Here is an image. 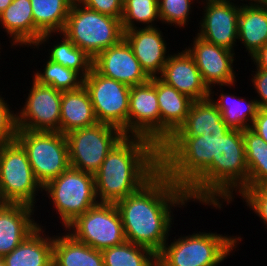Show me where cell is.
Masks as SVG:
<instances>
[{
  "instance_id": "cell-34",
  "label": "cell",
  "mask_w": 267,
  "mask_h": 266,
  "mask_svg": "<svg viewBox=\"0 0 267 266\" xmlns=\"http://www.w3.org/2000/svg\"><path fill=\"white\" fill-rule=\"evenodd\" d=\"M155 21H160L157 1L123 0V13L121 16L123 31L136 29V23L144 24L143 28L157 27V25L154 24Z\"/></svg>"
},
{
  "instance_id": "cell-21",
  "label": "cell",
  "mask_w": 267,
  "mask_h": 266,
  "mask_svg": "<svg viewBox=\"0 0 267 266\" xmlns=\"http://www.w3.org/2000/svg\"><path fill=\"white\" fill-rule=\"evenodd\" d=\"M157 98L160 109V147L185 122L193 99L178 92L157 77Z\"/></svg>"
},
{
  "instance_id": "cell-1",
  "label": "cell",
  "mask_w": 267,
  "mask_h": 266,
  "mask_svg": "<svg viewBox=\"0 0 267 266\" xmlns=\"http://www.w3.org/2000/svg\"><path fill=\"white\" fill-rule=\"evenodd\" d=\"M190 201L187 191L160 169L140 189L116 203L126 240L157 255L169 239L172 207L181 208Z\"/></svg>"
},
{
  "instance_id": "cell-13",
  "label": "cell",
  "mask_w": 267,
  "mask_h": 266,
  "mask_svg": "<svg viewBox=\"0 0 267 266\" xmlns=\"http://www.w3.org/2000/svg\"><path fill=\"white\" fill-rule=\"evenodd\" d=\"M63 92L32 80L25 105L18 109L17 128L60 132V106Z\"/></svg>"
},
{
  "instance_id": "cell-17",
  "label": "cell",
  "mask_w": 267,
  "mask_h": 266,
  "mask_svg": "<svg viewBox=\"0 0 267 266\" xmlns=\"http://www.w3.org/2000/svg\"><path fill=\"white\" fill-rule=\"evenodd\" d=\"M93 67L101 75L130 87L143 84L150 79L124 38L118 44L100 52L93 59Z\"/></svg>"
},
{
  "instance_id": "cell-5",
  "label": "cell",
  "mask_w": 267,
  "mask_h": 266,
  "mask_svg": "<svg viewBox=\"0 0 267 266\" xmlns=\"http://www.w3.org/2000/svg\"><path fill=\"white\" fill-rule=\"evenodd\" d=\"M248 180L243 131L230 129L218 140L217 159L212 160L213 208L220 210L223 202L234 201L233 196L247 188Z\"/></svg>"
},
{
  "instance_id": "cell-37",
  "label": "cell",
  "mask_w": 267,
  "mask_h": 266,
  "mask_svg": "<svg viewBox=\"0 0 267 266\" xmlns=\"http://www.w3.org/2000/svg\"><path fill=\"white\" fill-rule=\"evenodd\" d=\"M0 95V145L16 140L17 113L10 110L8 102Z\"/></svg>"
},
{
  "instance_id": "cell-36",
  "label": "cell",
  "mask_w": 267,
  "mask_h": 266,
  "mask_svg": "<svg viewBox=\"0 0 267 266\" xmlns=\"http://www.w3.org/2000/svg\"><path fill=\"white\" fill-rule=\"evenodd\" d=\"M245 205L260 217L267 228V185L247 187L241 193Z\"/></svg>"
},
{
  "instance_id": "cell-27",
  "label": "cell",
  "mask_w": 267,
  "mask_h": 266,
  "mask_svg": "<svg viewBox=\"0 0 267 266\" xmlns=\"http://www.w3.org/2000/svg\"><path fill=\"white\" fill-rule=\"evenodd\" d=\"M65 232L62 236L53 235V266H104L101 251Z\"/></svg>"
},
{
  "instance_id": "cell-18",
  "label": "cell",
  "mask_w": 267,
  "mask_h": 266,
  "mask_svg": "<svg viewBox=\"0 0 267 266\" xmlns=\"http://www.w3.org/2000/svg\"><path fill=\"white\" fill-rule=\"evenodd\" d=\"M124 39L131 46L141 68L151 77H158L170 54L163 32L157 27L124 31ZM167 54V55H166Z\"/></svg>"
},
{
  "instance_id": "cell-39",
  "label": "cell",
  "mask_w": 267,
  "mask_h": 266,
  "mask_svg": "<svg viewBox=\"0 0 267 266\" xmlns=\"http://www.w3.org/2000/svg\"><path fill=\"white\" fill-rule=\"evenodd\" d=\"M251 82L255 92H257L258 99L255 98L259 108H267V70L264 69H255ZM255 72V74H254Z\"/></svg>"
},
{
  "instance_id": "cell-30",
  "label": "cell",
  "mask_w": 267,
  "mask_h": 266,
  "mask_svg": "<svg viewBox=\"0 0 267 266\" xmlns=\"http://www.w3.org/2000/svg\"><path fill=\"white\" fill-rule=\"evenodd\" d=\"M249 180L247 187L267 185V143L251 128L243 131Z\"/></svg>"
},
{
  "instance_id": "cell-32",
  "label": "cell",
  "mask_w": 267,
  "mask_h": 266,
  "mask_svg": "<svg viewBox=\"0 0 267 266\" xmlns=\"http://www.w3.org/2000/svg\"><path fill=\"white\" fill-rule=\"evenodd\" d=\"M58 34L62 36V40L55 43L54 46L48 50L49 56L47 58L78 72L85 78L93 68V58L85 51L79 49L63 34V32Z\"/></svg>"
},
{
  "instance_id": "cell-29",
  "label": "cell",
  "mask_w": 267,
  "mask_h": 266,
  "mask_svg": "<svg viewBox=\"0 0 267 266\" xmlns=\"http://www.w3.org/2000/svg\"><path fill=\"white\" fill-rule=\"evenodd\" d=\"M215 91L210 90V98L222 114V119L230 129L244 131L251 128L254 118L260 109L257 101L247 100L244 97H237L231 93H220L219 99L213 97ZM212 94V95H211Z\"/></svg>"
},
{
  "instance_id": "cell-8",
  "label": "cell",
  "mask_w": 267,
  "mask_h": 266,
  "mask_svg": "<svg viewBox=\"0 0 267 266\" xmlns=\"http://www.w3.org/2000/svg\"><path fill=\"white\" fill-rule=\"evenodd\" d=\"M40 190L43 192V187L36 180L22 145L17 140L1 144L0 202L21 203L36 208L35 198Z\"/></svg>"
},
{
  "instance_id": "cell-25",
  "label": "cell",
  "mask_w": 267,
  "mask_h": 266,
  "mask_svg": "<svg viewBox=\"0 0 267 266\" xmlns=\"http://www.w3.org/2000/svg\"><path fill=\"white\" fill-rule=\"evenodd\" d=\"M98 121L89 92L84 85L73 91H63L60 106V133L90 127Z\"/></svg>"
},
{
  "instance_id": "cell-44",
  "label": "cell",
  "mask_w": 267,
  "mask_h": 266,
  "mask_svg": "<svg viewBox=\"0 0 267 266\" xmlns=\"http://www.w3.org/2000/svg\"><path fill=\"white\" fill-rule=\"evenodd\" d=\"M263 4L267 5V0H260Z\"/></svg>"
},
{
  "instance_id": "cell-33",
  "label": "cell",
  "mask_w": 267,
  "mask_h": 266,
  "mask_svg": "<svg viewBox=\"0 0 267 266\" xmlns=\"http://www.w3.org/2000/svg\"><path fill=\"white\" fill-rule=\"evenodd\" d=\"M43 72L35 71L33 79L39 84L52 86L60 91H73L81 88L84 78L76 71L47 59Z\"/></svg>"
},
{
  "instance_id": "cell-15",
  "label": "cell",
  "mask_w": 267,
  "mask_h": 266,
  "mask_svg": "<svg viewBox=\"0 0 267 266\" xmlns=\"http://www.w3.org/2000/svg\"><path fill=\"white\" fill-rule=\"evenodd\" d=\"M192 47L185 48L192 56L201 73L202 79L209 90H213L215 85L235 86L236 71L233 63L235 62V52L212 44L196 35L193 38Z\"/></svg>"
},
{
  "instance_id": "cell-42",
  "label": "cell",
  "mask_w": 267,
  "mask_h": 266,
  "mask_svg": "<svg viewBox=\"0 0 267 266\" xmlns=\"http://www.w3.org/2000/svg\"><path fill=\"white\" fill-rule=\"evenodd\" d=\"M13 2V0H0V14Z\"/></svg>"
},
{
  "instance_id": "cell-3",
  "label": "cell",
  "mask_w": 267,
  "mask_h": 266,
  "mask_svg": "<svg viewBox=\"0 0 267 266\" xmlns=\"http://www.w3.org/2000/svg\"><path fill=\"white\" fill-rule=\"evenodd\" d=\"M160 170V148L140 136H124L108 153L94 174L99 203L126 198Z\"/></svg>"
},
{
  "instance_id": "cell-9",
  "label": "cell",
  "mask_w": 267,
  "mask_h": 266,
  "mask_svg": "<svg viewBox=\"0 0 267 266\" xmlns=\"http://www.w3.org/2000/svg\"><path fill=\"white\" fill-rule=\"evenodd\" d=\"M16 140L25 149L34 176L42 187L70 167L64 134L18 129Z\"/></svg>"
},
{
  "instance_id": "cell-20",
  "label": "cell",
  "mask_w": 267,
  "mask_h": 266,
  "mask_svg": "<svg viewBox=\"0 0 267 266\" xmlns=\"http://www.w3.org/2000/svg\"><path fill=\"white\" fill-rule=\"evenodd\" d=\"M34 211L29 205L0 202V259L40 226L33 218Z\"/></svg>"
},
{
  "instance_id": "cell-38",
  "label": "cell",
  "mask_w": 267,
  "mask_h": 266,
  "mask_svg": "<svg viewBox=\"0 0 267 266\" xmlns=\"http://www.w3.org/2000/svg\"><path fill=\"white\" fill-rule=\"evenodd\" d=\"M81 5L101 14L121 19L123 0H77Z\"/></svg>"
},
{
  "instance_id": "cell-16",
  "label": "cell",
  "mask_w": 267,
  "mask_h": 266,
  "mask_svg": "<svg viewBox=\"0 0 267 266\" xmlns=\"http://www.w3.org/2000/svg\"><path fill=\"white\" fill-rule=\"evenodd\" d=\"M203 16L197 35L204 40L234 52L238 40V16L241 5L214 0H201Z\"/></svg>"
},
{
  "instance_id": "cell-31",
  "label": "cell",
  "mask_w": 267,
  "mask_h": 266,
  "mask_svg": "<svg viewBox=\"0 0 267 266\" xmlns=\"http://www.w3.org/2000/svg\"><path fill=\"white\" fill-rule=\"evenodd\" d=\"M101 252L104 266H157V255L152 250L127 240Z\"/></svg>"
},
{
  "instance_id": "cell-23",
  "label": "cell",
  "mask_w": 267,
  "mask_h": 266,
  "mask_svg": "<svg viewBox=\"0 0 267 266\" xmlns=\"http://www.w3.org/2000/svg\"><path fill=\"white\" fill-rule=\"evenodd\" d=\"M40 226L11 253L1 258L4 266H53V236Z\"/></svg>"
},
{
  "instance_id": "cell-22",
  "label": "cell",
  "mask_w": 267,
  "mask_h": 266,
  "mask_svg": "<svg viewBox=\"0 0 267 266\" xmlns=\"http://www.w3.org/2000/svg\"><path fill=\"white\" fill-rule=\"evenodd\" d=\"M73 2L74 0H31L35 24V46L31 48L41 49L40 45L46 44L51 37L64 30Z\"/></svg>"
},
{
  "instance_id": "cell-7",
  "label": "cell",
  "mask_w": 267,
  "mask_h": 266,
  "mask_svg": "<svg viewBox=\"0 0 267 266\" xmlns=\"http://www.w3.org/2000/svg\"><path fill=\"white\" fill-rule=\"evenodd\" d=\"M45 190V191H44ZM43 191L49 199L60 222L66 229L80 215L99 203L94 175L69 167L57 178L49 181Z\"/></svg>"
},
{
  "instance_id": "cell-2",
  "label": "cell",
  "mask_w": 267,
  "mask_h": 266,
  "mask_svg": "<svg viewBox=\"0 0 267 266\" xmlns=\"http://www.w3.org/2000/svg\"><path fill=\"white\" fill-rule=\"evenodd\" d=\"M229 130L171 136L160 147V169L187 191L190 200L212 206V160L217 159L218 140Z\"/></svg>"
},
{
  "instance_id": "cell-24",
  "label": "cell",
  "mask_w": 267,
  "mask_h": 266,
  "mask_svg": "<svg viewBox=\"0 0 267 266\" xmlns=\"http://www.w3.org/2000/svg\"><path fill=\"white\" fill-rule=\"evenodd\" d=\"M238 16V40L250 57L267 44V5L260 0L240 3Z\"/></svg>"
},
{
  "instance_id": "cell-19",
  "label": "cell",
  "mask_w": 267,
  "mask_h": 266,
  "mask_svg": "<svg viewBox=\"0 0 267 266\" xmlns=\"http://www.w3.org/2000/svg\"><path fill=\"white\" fill-rule=\"evenodd\" d=\"M158 77L193 100H201L210 96V90L205 85L194 59L186 49L177 54H170Z\"/></svg>"
},
{
  "instance_id": "cell-41",
  "label": "cell",
  "mask_w": 267,
  "mask_h": 266,
  "mask_svg": "<svg viewBox=\"0 0 267 266\" xmlns=\"http://www.w3.org/2000/svg\"><path fill=\"white\" fill-rule=\"evenodd\" d=\"M256 69L267 70V44L251 56Z\"/></svg>"
},
{
  "instance_id": "cell-10",
  "label": "cell",
  "mask_w": 267,
  "mask_h": 266,
  "mask_svg": "<svg viewBox=\"0 0 267 266\" xmlns=\"http://www.w3.org/2000/svg\"><path fill=\"white\" fill-rule=\"evenodd\" d=\"M70 167L94 175L112 148L125 136L117 127L97 123L65 134Z\"/></svg>"
},
{
  "instance_id": "cell-26",
  "label": "cell",
  "mask_w": 267,
  "mask_h": 266,
  "mask_svg": "<svg viewBox=\"0 0 267 266\" xmlns=\"http://www.w3.org/2000/svg\"><path fill=\"white\" fill-rule=\"evenodd\" d=\"M0 25L11 38V46L19 45L24 48L35 46V24L31 0H13L0 14Z\"/></svg>"
},
{
  "instance_id": "cell-14",
  "label": "cell",
  "mask_w": 267,
  "mask_h": 266,
  "mask_svg": "<svg viewBox=\"0 0 267 266\" xmlns=\"http://www.w3.org/2000/svg\"><path fill=\"white\" fill-rule=\"evenodd\" d=\"M128 136L147 138L160 148L157 77H151L147 82L130 88Z\"/></svg>"
},
{
  "instance_id": "cell-43",
  "label": "cell",
  "mask_w": 267,
  "mask_h": 266,
  "mask_svg": "<svg viewBox=\"0 0 267 266\" xmlns=\"http://www.w3.org/2000/svg\"><path fill=\"white\" fill-rule=\"evenodd\" d=\"M214 1L225 2V3H230V1H231V3L236 4V3H234L235 0H214ZM232 1H233V2H232ZM240 1H244V0H240ZM247 1H249L248 4H250V3L256 2V1H258V0H247ZM247 1L245 0V2H247Z\"/></svg>"
},
{
  "instance_id": "cell-11",
  "label": "cell",
  "mask_w": 267,
  "mask_h": 266,
  "mask_svg": "<svg viewBox=\"0 0 267 266\" xmlns=\"http://www.w3.org/2000/svg\"><path fill=\"white\" fill-rule=\"evenodd\" d=\"M64 230L99 251L126 241L122 218L114 203H97Z\"/></svg>"
},
{
  "instance_id": "cell-4",
  "label": "cell",
  "mask_w": 267,
  "mask_h": 266,
  "mask_svg": "<svg viewBox=\"0 0 267 266\" xmlns=\"http://www.w3.org/2000/svg\"><path fill=\"white\" fill-rule=\"evenodd\" d=\"M241 237L197 232L180 235L164 244L157 254V266H218L230 256ZM169 244V245H168Z\"/></svg>"
},
{
  "instance_id": "cell-12",
  "label": "cell",
  "mask_w": 267,
  "mask_h": 266,
  "mask_svg": "<svg viewBox=\"0 0 267 266\" xmlns=\"http://www.w3.org/2000/svg\"><path fill=\"white\" fill-rule=\"evenodd\" d=\"M98 123L119 128L128 136L130 86L101 75L94 67L84 78Z\"/></svg>"
},
{
  "instance_id": "cell-6",
  "label": "cell",
  "mask_w": 267,
  "mask_h": 266,
  "mask_svg": "<svg viewBox=\"0 0 267 266\" xmlns=\"http://www.w3.org/2000/svg\"><path fill=\"white\" fill-rule=\"evenodd\" d=\"M62 32L93 59L124 38L121 19L89 9L77 0L71 6Z\"/></svg>"
},
{
  "instance_id": "cell-40",
  "label": "cell",
  "mask_w": 267,
  "mask_h": 266,
  "mask_svg": "<svg viewBox=\"0 0 267 266\" xmlns=\"http://www.w3.org/2000/svg\"><path fill=\"white\" fill-rule=\"evenodd\" d=\"M251 129L267 143V108H260L252 123Z\"/></svg>"
},
{
  "instance_id": "cell-35",
  "label": "cell",
  "mask_w": 267,
  "mask_h": 266,
  "mask_svg": "<svg viewBox=\"0 0 267 266\" xmlns=\"http://www.w3.org/2000/svg\"><path fill=\"white\" fill-rule=\"evenodd\" d=\"M195 0H160L158 2L159 17L163 24H167L178 28L187 25L191 8ZM173 24V25H172Z\"/></svg>"
},
{
  "instance_id": "cell-28",
  "label": "cell",
  "mask_w": 267,
  "mask_h": 266,
  "mask_svg": "<svg viewBox=\"0 0 267 266\" xmlns=\"http://www.w3.org/2000/svg\"><path fill=\"white\" fill-rule=\"evenodd\" d=\"M211 129H230L213 100L208 97L193 100L185 122L172 136H202Z\"/></svg>"
},
{
  "instance_id": "cell-45",
  "label": "cell",
  "mask_w": 267,
  "mask_h": 266,
  "mask_svg": "<svg viewBox=\"0 0 267 266\" xmlns=\"http://www.w3.org/2000/svg\"><path fill=\"white\" fill-rule=\"evenodd\" d=\"M0 266H4V264H3V262H2V260L0 259Z\"/></svg>"
}]
</instances>
